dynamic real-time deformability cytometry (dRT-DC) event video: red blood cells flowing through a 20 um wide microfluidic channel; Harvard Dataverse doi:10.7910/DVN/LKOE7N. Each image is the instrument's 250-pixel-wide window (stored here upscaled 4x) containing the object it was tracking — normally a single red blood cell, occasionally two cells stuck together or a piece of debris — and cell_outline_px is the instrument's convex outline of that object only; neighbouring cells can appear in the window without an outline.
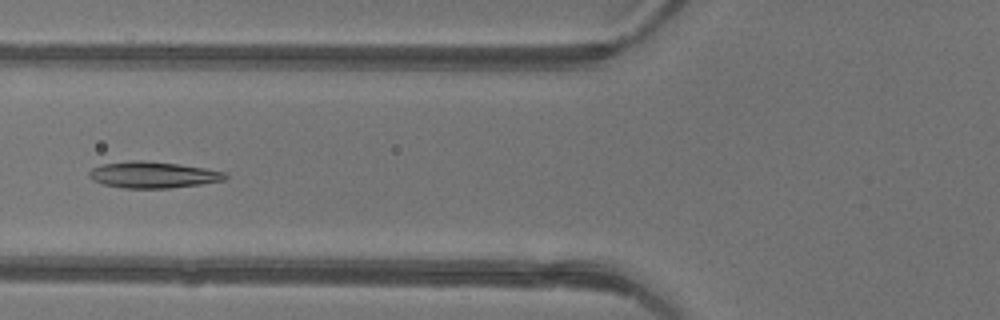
{"species": "common noctule bat (a hibernating species)", "species_latin": "Nyctalus noctula", "temperature_condition": "warm", "stored_images_in_passage": 38, "camera_frame_rate_fps": 3000, "um_per_image_px": 0.085, "animal": {"sex": "female"}, "frame": {"image": 1, "passage_image": 10, "time_ms": 3.0, "image_size_px": [1000, 320], "cell_outline_px": [[228, 176], [224, 180], [200, 184], [168, 188], [124, 188], [104, 184], [92, 180], [88, 176], [88, 172], [92, 168], [104, 164], [128, 160], [140, 160], [176, 164], [204, 168], [228, 172]], "centroid_in_image_um": [13.0, 14.86], "position_along_channel_um": 112.8, "area_um2": 20.81}}
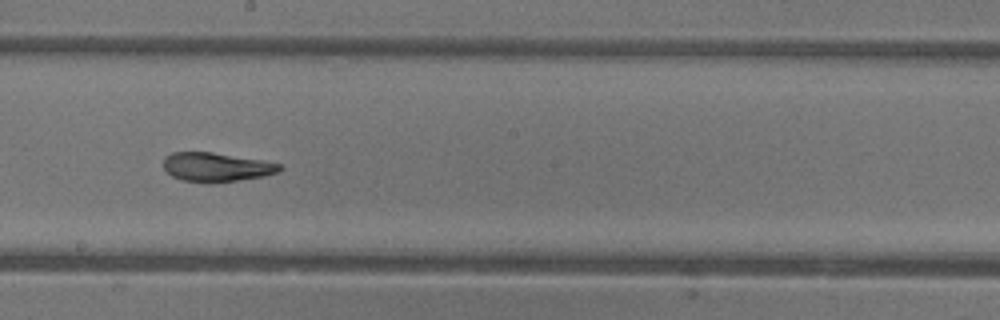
{"frame": {"image": 2, "passage_image": 18, "time_ms": 5.667, "image_size_px": [1000, 320], "cell_outline_px": [[284, 168], [280, 172], [264, 176], [208, 184], [180, 180], [172, 176], [164, 168], [164, 156], [172, 152], [212, 152], [264, 160], [280, 164]], "centroid_in_image_um": [18.4, 14.21], "position_along_channel_um": 229.8, "area_um2": 19.94}}
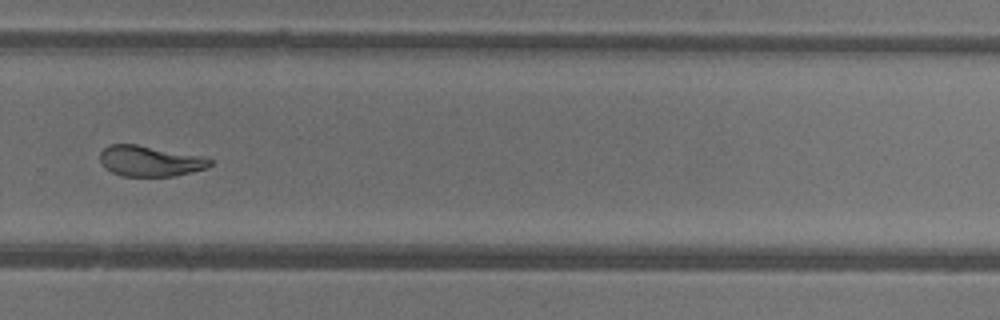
{"frame": {"image": 3, "passage_image": 24, "time_ms": 7.667, "image_size_px": [1000, 320], "cell_outline_px": [[212, 164], [208, 168], [192, 172], [172, 176], [120, 176], [112, 172], [100, 160], [100, 152], [108, 144], [136, 144], [204, 156], [212, 160]], "centroid_in_image_um": [12.78, 13.68], "position_along_channel_um": 317.0, "area_um2": 19.65}, "authors_computed_cell_mechanics": {"area_um2": 21.1548, "velocity_mm_per_s": 4.3832, "shape_relaxation_time_tau1_ms": 3.7831, "shape_relaxation_time_tau2_ms": 1.7172, "deformation_change_tau1": 0.1792, "deformation_change_tau2": 0.0706}}